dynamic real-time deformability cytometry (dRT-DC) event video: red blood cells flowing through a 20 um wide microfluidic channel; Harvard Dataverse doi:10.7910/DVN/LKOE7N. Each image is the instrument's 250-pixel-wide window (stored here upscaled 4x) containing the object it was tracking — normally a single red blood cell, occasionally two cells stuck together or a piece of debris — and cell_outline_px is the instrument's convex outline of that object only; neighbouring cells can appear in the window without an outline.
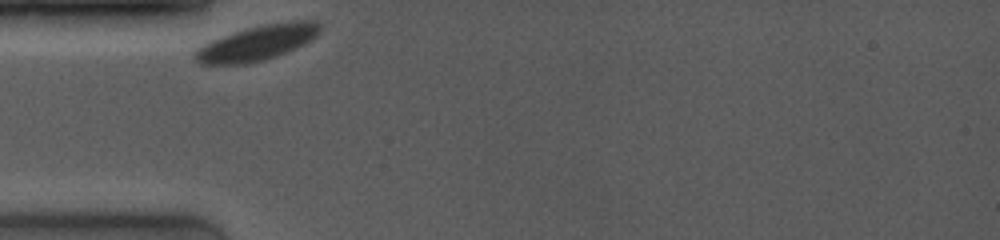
{"species": "common noctule bat (a hibernating species)", "species_latin": "Nyctalus noctula", "temperature_condition": "room temperature", "stored_images_in_passage": 33, "camera_frame_rate_fps": 4000, "um_per_image_px": 0.085, "animal": {"sex": "female", "body_mass_g": 19.0, "forearm_length_mm": 53.3}, "frame": {"image": 1, "passage_image": 1, "time_ms": 0.0, "image_size_px": [1000, 240], "cell_outline_px": [[320, 32], [312, 40], [304, 44], [276, 56], [264, 60], [248, 64], [200, 64], [192, 56], [192, 52], [196, 48], [212, 40], [248, 28], [264, 24], [288, 20], [316, 20], [320, 24]], "centroid_in_image_um": [21.88, 3.64], "position_along_channel_um": 63.1, "area_um2": 25.61}}
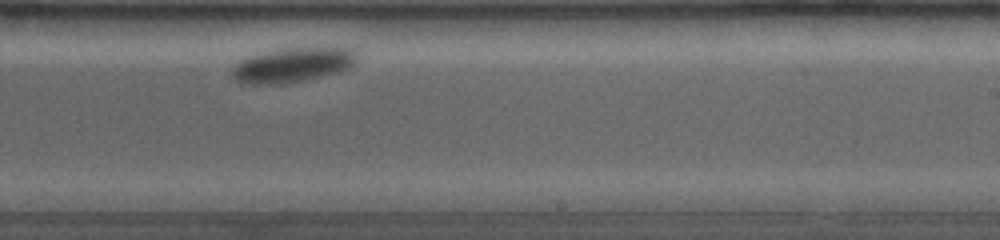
{"frame": {"image": 2, "passage_image": 20, "time_ms": 6.0, "image_size_px": [1000, 240], "cell_outline_px": [[360, 56], [348, 68], [340, 72], [304, 80], [284, 84], [240, 84], [232, 76], [232, 68], [240, 60], [264, 52], [280, 48], [360, 48]], "centroid_in_image_um": [24.92, 5.52], "position_along_channel_um": 264.1, "area_um2": 25.43}}
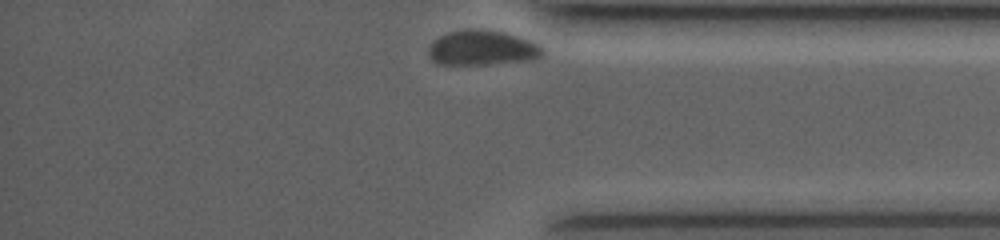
{"frame": {"image": 3, "passage_image": 33, "time_ms": 9.75, "image_size_px": [1000, 240], "cell_outline_px": [[544, 52], [540, 56], [532, 60], [484, 64], [436, 64], [428, 56], [428, 48], [440, 36], [448, 32], [476, 28], [480, 28], [504, 32], [540, 44]], "centroid_in_image_um": [40.98, 4.07], "position_along_channel_um": 394.2, "area_um2": 23.12}}